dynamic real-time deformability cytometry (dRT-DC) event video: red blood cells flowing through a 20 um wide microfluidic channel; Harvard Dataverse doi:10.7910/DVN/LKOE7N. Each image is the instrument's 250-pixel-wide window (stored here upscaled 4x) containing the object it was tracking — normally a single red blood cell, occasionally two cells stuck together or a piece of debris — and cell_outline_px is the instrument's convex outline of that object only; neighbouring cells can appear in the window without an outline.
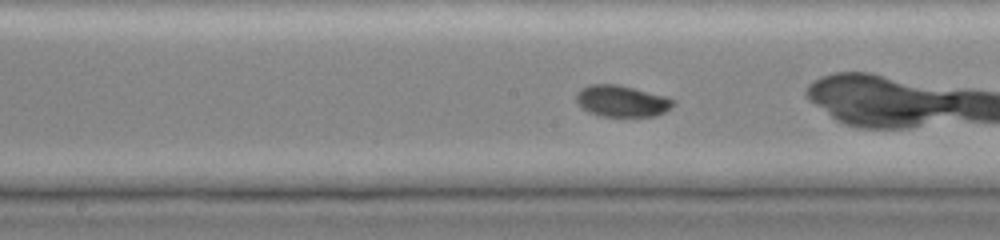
{"species": "common noctule bat (a hibernating species)", "species_latin": "Nyctalus noctula", "temperature_condition": "cold", "stored_images_in_passage": 46, "camera_frame_rate_fps": 3000, "um_per_image_px": 0.085, "animal": {"sex": "female", "body_mass_g": 19.0, "forearm_length_mm": 51.5}, "frame": {"image": 1, "passage_image": 22, "time_ms": 7.0, "image_size_px": [1000, 240], "cell_outline_px": [[676, 104], [672, 108], [656, 116], [600, 116], [588, 112], [576, 100], [576, 92], [580, 88], [588, 84], [620, 84], [668, 96], [676, 100]], "centroid_in_image_um": [52.9, 8.57], "position_along_channel_um": 195.3, "area_um2": 18.15}}
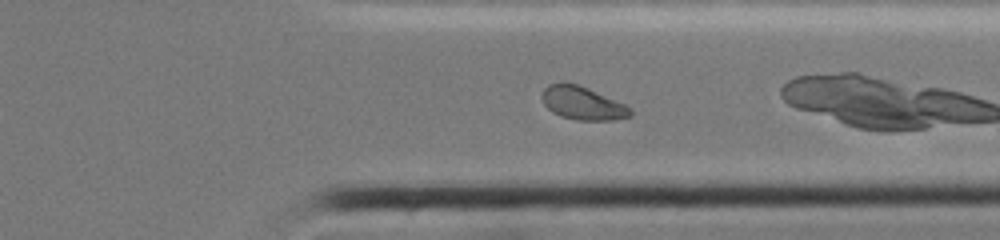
{"frame": {"image": 2, "passage_image": 35, "time_ms": 11.333, "image_size_px": [1000, 240], "cell_outline_px": [[632, 116], [612, 120], [576, 120], [560, 116], [552, 112], [544, 104], [540, 96], [544, 88], [548, 84], [564, 80], [580, 84], [624, 104], [632, 112]], "centroid_in_image_um": [49.45, 8.73], "position_along_channel_um": 362.0, "area_um2": 17.4}, "authors_computed_cell_mechanics": {"area_um2": 18.1492, "velocity_mm_per_s": 3.8244, "shape_relaxation_time_tau1_ms": 5.9611, "shape_relaxation_time_tau2_ms": null, "deformation_change_tau1": 0.149, "deformation_change_tau2": null}}